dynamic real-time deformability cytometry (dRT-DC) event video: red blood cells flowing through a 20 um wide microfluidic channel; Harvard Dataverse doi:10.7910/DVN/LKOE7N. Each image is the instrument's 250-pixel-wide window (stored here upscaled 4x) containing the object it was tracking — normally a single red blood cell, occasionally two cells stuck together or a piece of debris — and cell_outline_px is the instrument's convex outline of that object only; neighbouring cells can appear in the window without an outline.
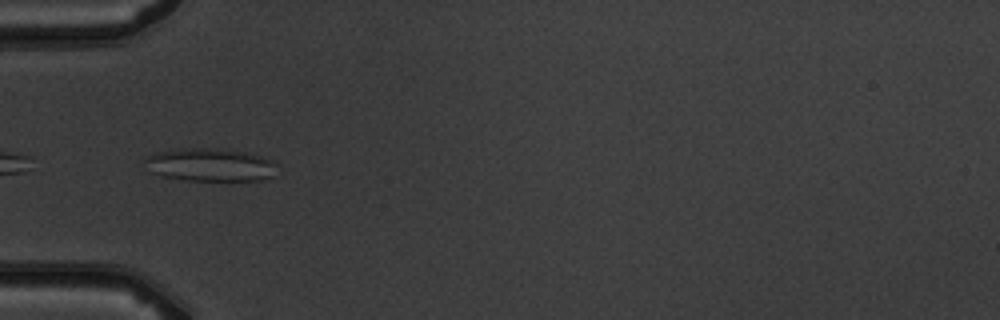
{"species": "common noctule bat (a hibernating species)", "species_latin": "Nyctalus noctula", "temperature_condition": "warm", "stored_images_in_passage": 9, "camera_frame_rate_fps": 3000, "um_per_image_px": 0.085, "animal": {"sex": "male", "body_mass_g": 19.5, "forearm_length_mm": 54.6}, "frame": {"image": 1, "passage_image": 6, "time_ms": 5.667, "image_size_px": [1000, 320], "cell_outline_px": [[276, 164], [272, 176], [264, 180], [188, 180], [160, 176], [152, 172], [144, 160], [148, 156], [160, 152], [180, 148], [232, 148], [260, 156], [272, 160]], "centroid_in_image_um": [17.89, 13.99], "position_along_channel_um": 67.1, "area_um2": 25.37}}
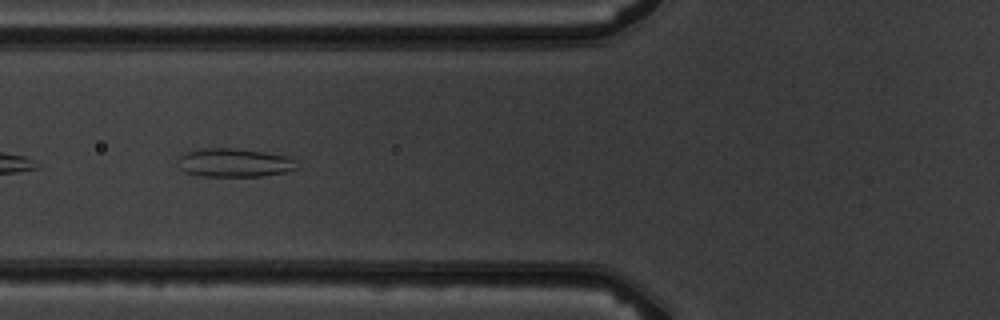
{"frame": {"image": 2, "passage_image": 7, "time_ms": 6.667, "image_size_px": [1000, 320], "cell_outline_px": [[300, 168], [284, 172], [264, 176], [200, 176], [184, 172], [180, 168], [176, 160], [184, 152], [204, 148], [232, 148], [264, 152], [288, 156]], "centroid_in_image_um": [19.87, 13.83], "position_along_channel_um": 105.9, "area_um2": 19.88}}
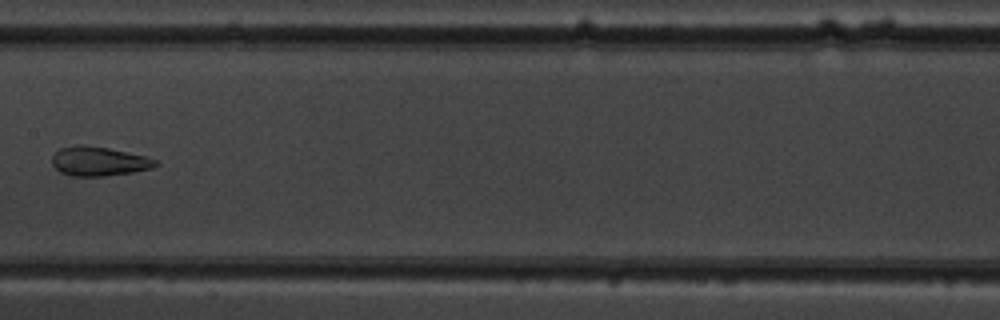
{"frame": {"image": 3, "passage_image": 9, "time_ms": 9.0, "image_size_px": [1000, 320], "cell_outline_px": [[160, 164], [152, 168], [132, 172], [104, 176], [68, 176], [60, 172], [52, 164], [52, 156], [60, 148], [80, 144], [108, 148], [148, 156], [156, 160]], "centroid_in_image_um": [8.41, 13.71], "position_along_channel_um": 199.0, "area_um2": 17.74}}